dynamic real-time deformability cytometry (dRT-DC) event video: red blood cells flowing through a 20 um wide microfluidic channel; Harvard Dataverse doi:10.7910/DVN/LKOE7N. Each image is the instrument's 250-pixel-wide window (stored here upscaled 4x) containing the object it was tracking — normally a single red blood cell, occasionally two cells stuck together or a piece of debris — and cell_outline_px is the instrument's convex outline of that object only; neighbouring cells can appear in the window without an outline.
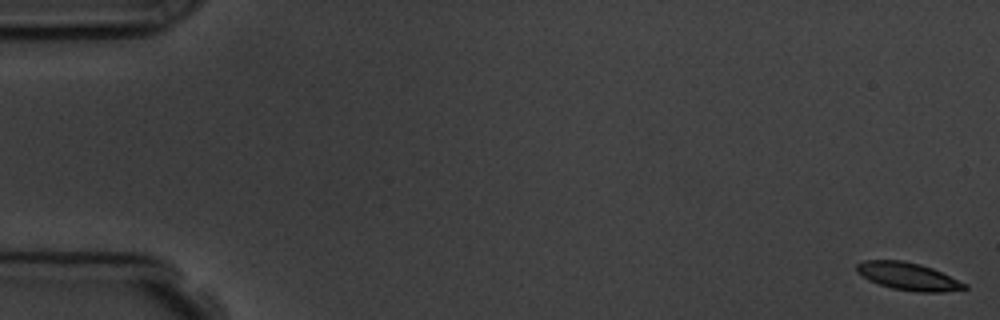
{"species": "common noctule bat (a hibernating species)", "species_latin": "Nyctalus noctula", "temperature_condition": "room temperature", "stored_images_in_passage": 5, "camera_frame_rate_fps": 3000, "um_per_image_px": 0.085, "animal": {"sex": "male", "body_mass_g": 19.5, "forearm_length_mm": 54.6}, "frame": {"image": 1, "passage_image": 1, "time_ms": 0.0, "image_size_px": [1000, 320], "cell_outline_px": [[968, 288], [940, 292], [916, 292], [892, 288], [868, 280], [856, 272], [856, 264], [864, 260], [904, 260], [920, 264], [932, 268], [968, 284]], "centroid_in_image_um": [77.18, 23.48], "position_along_channel_um": 7.8, "area_um2": 17.34}}
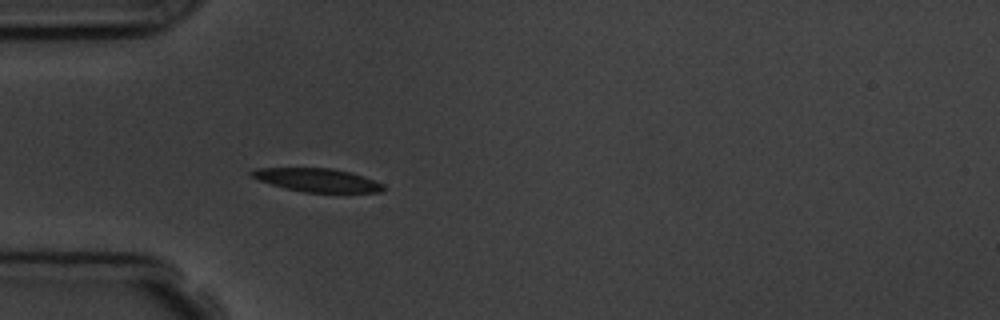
{"frame": {"image": 2, "passage_image": 5, "time_ms": 5.333, "image_size_px": [1000, 320], "cell_outline_px": [[384, 188], [380, 192], [304, 192], [284, 188], [260, 180], [252, 176], [248, 172], [260, 168], [332, 168], [352, 172], [384, 184]], "centroid_in_image_um": [26.98, 15.3], "position_along_channel_um": 58.0, "area_um2": 17.74}}